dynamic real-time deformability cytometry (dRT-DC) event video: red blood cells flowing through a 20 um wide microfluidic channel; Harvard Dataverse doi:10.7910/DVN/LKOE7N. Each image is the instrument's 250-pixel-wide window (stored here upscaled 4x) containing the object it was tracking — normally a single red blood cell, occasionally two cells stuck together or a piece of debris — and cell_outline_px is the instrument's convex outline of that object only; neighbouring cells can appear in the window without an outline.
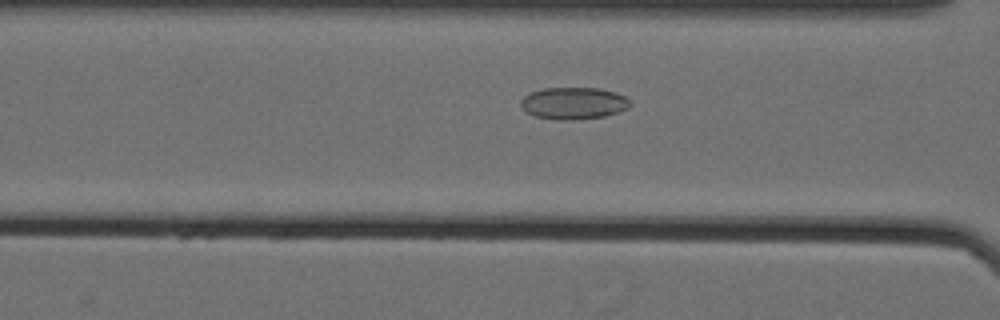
{"species": "Egyptian fruit bat (a non-hibernating species)", "species_latin": "Rousettus aegyptiacus", "temperature_condition": "cold", "stored_images_in_passage": 31, "camera_frame_rate_fps": 3000, "um_per_image_px": 0.085, "animal": {"sex": "female"}, "frame": {"image": 1, "passage_image": 9, "time_ms": 2.667, "image_size_px": [1000, 320], "cell_outline_px": [[632, 104], [628, 108], [604, 116], [572, 120], [560, 120], [532, 116], [524, 112], [520, 104], [520, 100], [528, 92], [544, 88], [600, 88], [616, 92], [624, 96]], "centroid_in_image_um": [48.7, 8.77], "position_along_channel_um": 117.9, "area_um2": 20.58}}
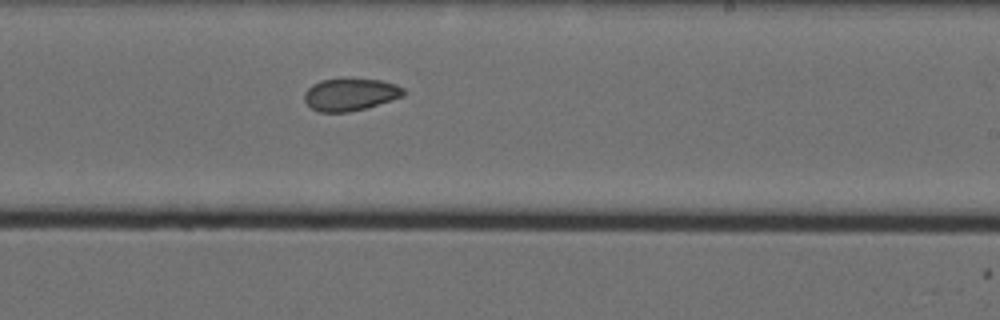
{"frame": {"image": 2, "passage_image": 21, "time_ms": 6.667, "image_size_px": [1000, 320], "cell_outline_px": [[404, 96], [364, 108], [348, 112], [320, 112], [312, 108], [304, 100], [304, 92], [312, 84], [320, 80], [344, 76], [380, 80], [396, 84], [404, 88]], "centroid_in_image_um": [29.75, 7.98], "position_along_channel_um": 259.3, "area_um2": 19.13}}
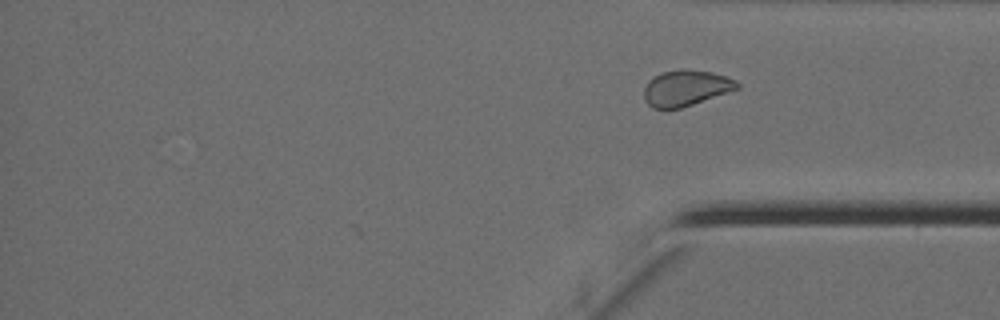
{"frame": {"image": 3, "passage_image": 31, "time_ms": 10.0, "image_size_px": [1000, 320], "cell_outline_px": [[740, 88], [680, 108], [652, 108], [644, 100], [644, 88], [648, 80], [652, 76], [664, 72], [712, 72], [736, 80], [740, 84]], "centroid_in_image_um": [58.28, 7.52], "position_along_channel_um": 376.9, "area_um2": 18.73}, "authors_computed_cell_mechanics": {"area_um2": 19.2474, "velocity_mm_per_s": 3.5214, "shape_relaxation_time_tau1_ms": null, "shape_relaxation_time_tau2_ms": 3.1592, "deformation_change_tau1": null, "deformation_change_tau2": 0.0601}}